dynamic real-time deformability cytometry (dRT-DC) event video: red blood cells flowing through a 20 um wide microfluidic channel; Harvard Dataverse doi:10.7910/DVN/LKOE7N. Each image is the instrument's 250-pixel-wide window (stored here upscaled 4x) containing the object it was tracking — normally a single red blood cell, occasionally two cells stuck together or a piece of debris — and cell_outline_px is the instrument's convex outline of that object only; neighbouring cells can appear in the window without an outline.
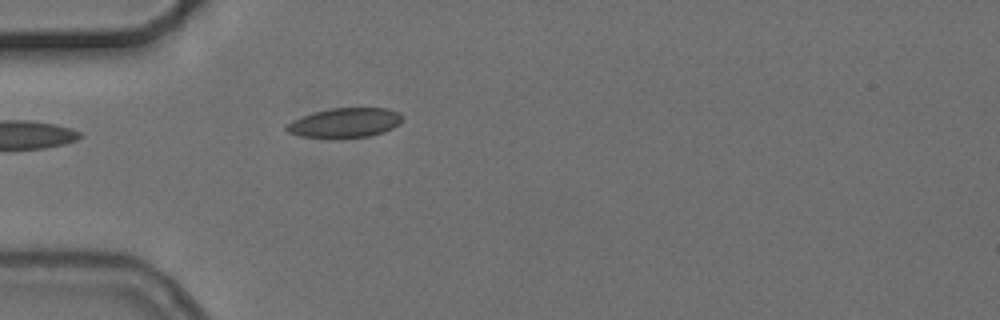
{"species": "common noctule bat (a hibernating species)", "species_latin": "Nyctalus noctula", "temperature_condition": "cold", "stored_images_in_passage": 5, "camera_frame_rate_fps": 3000, "um_per_image_px": 0.085, "animal": {"sex": "female", "body_mass_g": 24.6, "forearm_length_mm": 56.2}, "frame": {"image": 1, "passage_image": 5, "time_ms": 4.667, "image_size_px": [1000, 320], "cell_outline_px": [[404, 120], [400, 124], [384, 132], [368, 136], [300, 136], [288, 132], [284, 128], [284, 124], [292, 120], [316, 112], [332, 108], [388, 108], [404, 116]], "centroid_in_image_um": [29.35, 10.41], "position_along_channel_um": 55.6, "area_um2": 19.48}}